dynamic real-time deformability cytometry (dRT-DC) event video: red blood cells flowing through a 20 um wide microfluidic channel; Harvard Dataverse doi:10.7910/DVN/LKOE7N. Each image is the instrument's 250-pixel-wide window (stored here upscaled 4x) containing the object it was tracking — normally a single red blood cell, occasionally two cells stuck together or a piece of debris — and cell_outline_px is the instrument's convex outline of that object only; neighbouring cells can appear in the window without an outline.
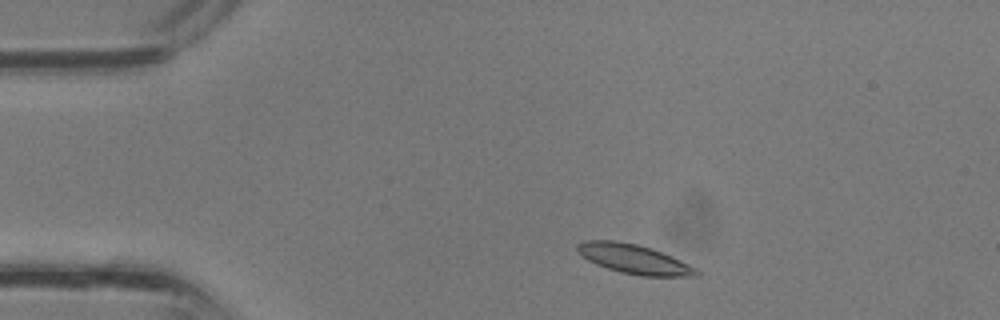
{"species": "common noctule bat (a hibernating species)", "species_latin": "Nyctalus noctula", "temperature_condition": "room temperature", "stored_images_in_passage": 32, "camera_frame_rate_fps": 3000, "um_per_image_px": 0.085, "animal": {"sex": "male", "body_mass_g": 13.3}, "frame": {"image": 1, "passage_image": 3, "time_ms": 0.667, "image_size_px": [1000, 320], "cell_outline_px": [[700, 276], [640, 276], [620, 272], [596, 264], [588, 260], [576, 248], [576, 244], [584, 240], [616, 240], [636, 244], [652, 248], [672, 256], [696, 268], [700, 272]], "centroid_in_image_um": [53.91, 22.01], "position_along_channel_um": 31.1, "area_um2": 20.35}}
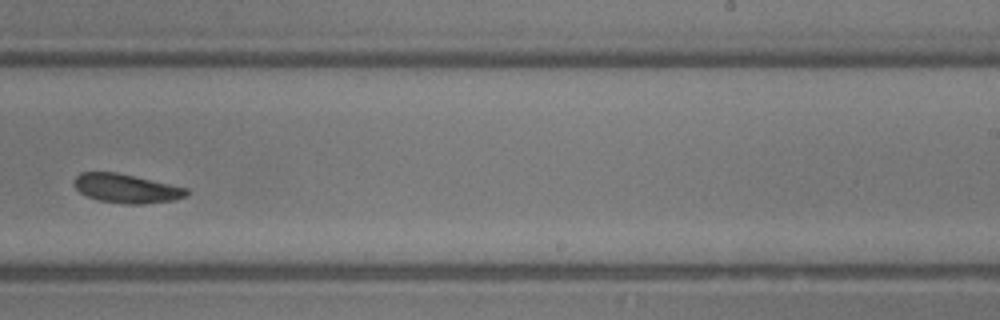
{"frame": {"image": 2, "passage_image": 19, "time_ms": 6.0, "image_size_px": [1000, 320], "cell_outline_px": [[188, 196], [172, 200], [144, 204], [124, 204], [96, 200], [80, 192], [72, 184], [76, 176], [80, 172], [116, 172], [188, 188]], "centroid_in_image_um": [10.72, 16.02], "position_along_channel_um": 278.3, "area_um2": 19.02}}
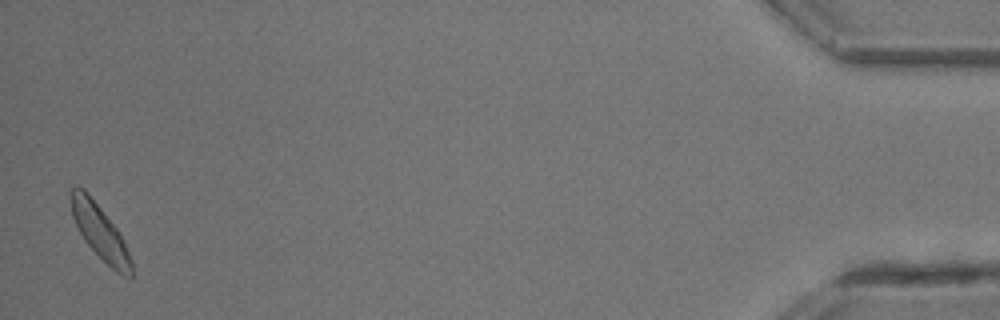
{"frame": {"image": 3, "passage_image": 32, "time_ms": 10.333, "image_size_px": [1000, 320], "cell_outline_px": [[132, 276], [124, 276], [116, 272], [84, 240], [72, 216], [68, 192], [76, 184], [84, 188], [88, 192], [116, 228], [132, 260]], "centroid_in_image_um": [8.44, 19.64], "position_along_channel_um": 426.8, "area_um2": 18.84}}